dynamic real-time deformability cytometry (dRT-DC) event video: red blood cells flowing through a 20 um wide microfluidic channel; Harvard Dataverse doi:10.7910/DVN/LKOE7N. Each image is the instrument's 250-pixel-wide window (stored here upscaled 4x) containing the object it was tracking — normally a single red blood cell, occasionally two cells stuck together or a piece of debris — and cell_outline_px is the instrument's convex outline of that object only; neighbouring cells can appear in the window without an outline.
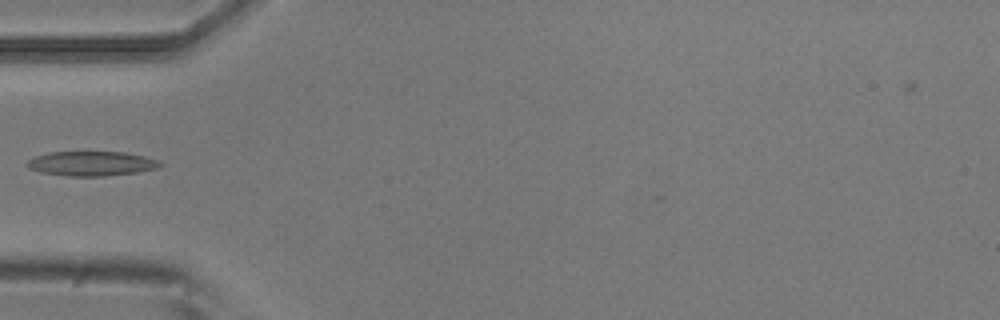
{"species": "common noctule bat (a hibernating species)", "species_latin": "Nyctalus noctula", "temperature_condition": "room temperature", "stored_images_in_passage": 1, "camera_frame_rate_fps": 3000, "um_per_image_px": 0.085, "animal": {"sex": "male", "body_mass_g": 20.5, "forearm_length_mm": 52.5}, "frame": {"image": 1, "passage_image": 1, "time_ms": 0.0, "image_size_px": [1000, 320], "cell_outline_px": [[164, 164], [156, 168], [136, 172], [104, 176], [64, 176], [40, 172], [28, 168], [24, 164], [28, 160], [36, 156], [52, 152], [124, 152], [144, 156], [160, 160]], "centroid_in_image_um": [7.76, 13.9], "position_along_channel_um": 77.2, "area_um2": 19.07}}